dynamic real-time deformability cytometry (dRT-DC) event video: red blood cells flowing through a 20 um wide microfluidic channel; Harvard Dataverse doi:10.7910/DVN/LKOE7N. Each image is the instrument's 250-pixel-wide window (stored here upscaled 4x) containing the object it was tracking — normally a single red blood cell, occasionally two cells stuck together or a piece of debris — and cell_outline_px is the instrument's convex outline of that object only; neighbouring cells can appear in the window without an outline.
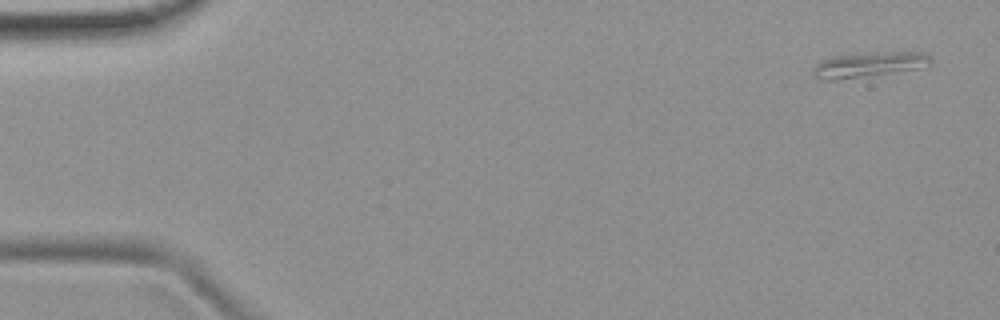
{"species": "common noctule bat (a hibernating species)", "species_latin": "Nyctalus noctula", "temperature_condition": "room temperature", "stored_images_in_passage": 50, "camera_frame_rate_fps": 3000, "um_per_image_px": 0.085, "animal": {"sex": "female", "body_mass_g": 19.9}, "frame": {"image": 1, "passage_image": 1, "time_ms": 0.0, "image_size_px": [1000, 320], "cell_outline_px": [[932, 60], [928, 64], [920, 68], [836, 80], [816, 80], [812, 76], [812, 68], [820, 60], [832, 56], [884, 52], [924, 52], [932, 56]], "centroid_in_image_um": [73.78, 5.49], "position_along_channel_um": 11.2, "area_um2": 17.17}}
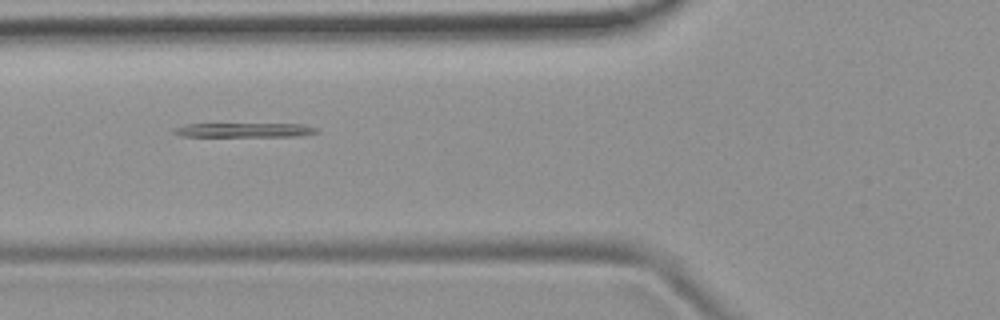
{"frame": {"image": 2, "passage_image": 18, "time_ms": 5.667, "image_size_px": [1000, 320], "cell_outline_px": [[320, 132], [300, 136], [180, 136], [172, 132], [172, 128], [184, 124], [304, 124], [316, 128]], "centroid_in_image_um": [20.75, 11.05], "position_along_channel_um": 105.1, "area_um2": 11.91}}
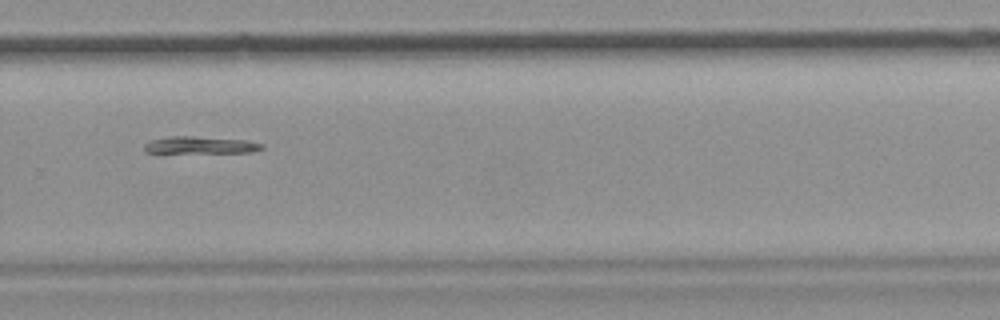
{"frame": {"image": 3, "passage_image": 34, "time_ms": 11.0, "image_size_px": [1000, 320], "cell_outline_px": [[264, 148], [252, 152], [160, 156], [144, 152], [144, 144], [148, 140], [172, 136], [192, 136], [248, 140], [264, 144]], "centroid_in_image_um": [16.9, 12.4], "position_along_channel_um": 312.9, "area_um2": 13.24}}